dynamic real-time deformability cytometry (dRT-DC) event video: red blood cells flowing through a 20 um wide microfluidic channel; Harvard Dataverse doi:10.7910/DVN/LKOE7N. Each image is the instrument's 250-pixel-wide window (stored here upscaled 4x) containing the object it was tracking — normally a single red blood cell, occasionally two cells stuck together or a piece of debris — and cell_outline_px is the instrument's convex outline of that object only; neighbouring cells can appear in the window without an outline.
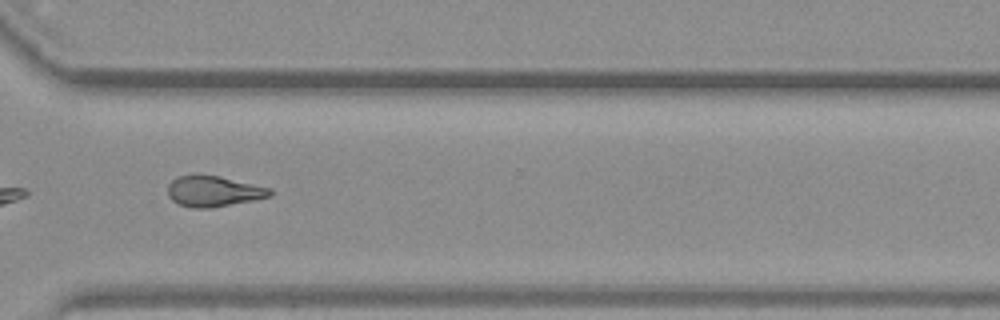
{"species": "common noctule bat (a hibernating species)", "species_latin": "Nyctalus noctula", "temperature_condition": "warm", "stored_images_in_passage": 37, "camera_frame_rate_fps": 3000, "um_per_image_px": 0.085, "animal": {"sex": "female", "body_mass_g": 19.3, "forearm_length_mm": 54.1}, "frame": {"image": 1, "passage_image": 27, "time_ms": 8.667, "image_size_px": [1000, 320], "cell_outline_px": [[272, 196], [252, 200], [208, 208], [192, 208], [180, 204], [172, 200], [168, 196], [168, 184], [172, 180], [180, 176], [196, 172], [200, 172], [220, 176], [272, 188]], "centroid_in_image_um": [18.13, 16.21], "position_along_channel_um": 352.5, "area_um2": 18.61}, "authors_computed_cell_mechanics": {"area_um2": 18.6116, "velocity_mm_per_s": 4.0416, "shape_relaxation_time_tau1_ms": 6.6915, "shape_relaxation_time_tau2_ms": 5.8225, "deformation_change_tau1": 0.189, "deformation_change_tau2": 0.1371}}